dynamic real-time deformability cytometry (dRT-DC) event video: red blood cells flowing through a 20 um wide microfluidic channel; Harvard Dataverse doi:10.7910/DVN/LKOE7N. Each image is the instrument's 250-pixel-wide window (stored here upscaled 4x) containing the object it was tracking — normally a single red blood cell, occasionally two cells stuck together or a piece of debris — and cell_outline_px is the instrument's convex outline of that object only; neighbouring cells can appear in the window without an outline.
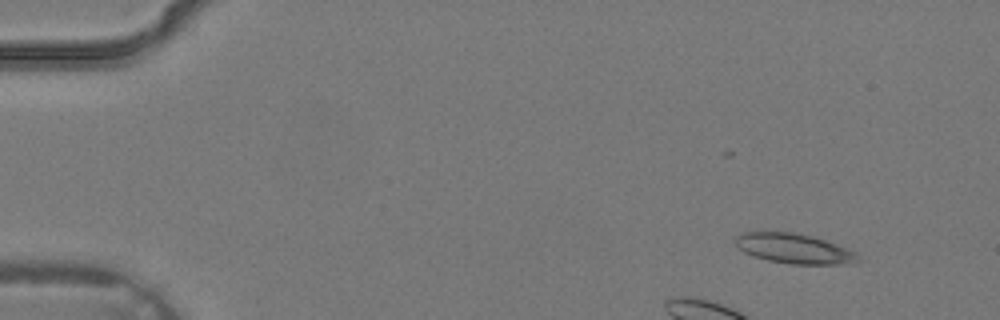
{"species": "common noctule bat (a hibernating species)", "species_latin": "Nyctalus noctula", "temperature_condition": "warm", "stored_images_in_passage": 3, "camera_frame_rate_fps": 3000, "um_per_image_px": 0.085, "animal": {"sex": "male", "body_mass_g": 19.2, "forearm_length_mm": 51.8}, "frame": {"image": 1, "passage_image": 1, "time_ms": 0.0, "image_size_px": [1000, 320], "cell_outline_px": [[860, 260], [840, 264], [792, 264], [768, 260], [752, 256], [736, 248], [736, 236], [740, 232], [756, 228], [796, 232], [812, 236], [836, 244], [856, 252], [860, 256]], "centroid_in_image_um": [67.36, 21.06], "position_along_channel_um": 17.6, "area_um2": 22.14}}